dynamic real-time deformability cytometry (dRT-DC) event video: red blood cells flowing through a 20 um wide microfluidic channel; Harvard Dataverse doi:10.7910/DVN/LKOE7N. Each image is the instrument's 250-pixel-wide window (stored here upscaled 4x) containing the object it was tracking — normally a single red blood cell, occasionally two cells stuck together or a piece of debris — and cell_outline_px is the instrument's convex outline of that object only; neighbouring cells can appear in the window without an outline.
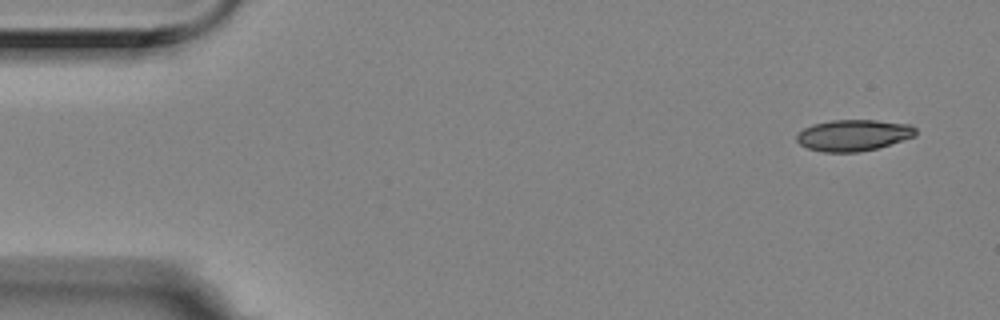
{"species": "Egyptian fruit bat (a non-hibernating species)", "species_latin": "Rousettus aegyptiacus", "temperature_condition": "room temperature", "stored_images_in_passage": 5, "camera_frame_rate_fps": 3000, "um_per_image_px": 0.085, "animal": {"sex": "female"}, "frame": {"image": 1, "passage_image": 1, "time_ms": 0.0, "image_size_px": [1000, 320], "cell_outline_px": [[916, 136], [876, 148], [856, 152], [824, 152], [808, 148], [800, 144], [796, 140], [796, 136], [804, 128], [812, 124], [832, 120], [876, 120], [912, 124], [916, 128]], "centroid_in_image_um": [72.55, 11.48], "position_along_channel_um": 12.4, "area_um2": 21.68}}
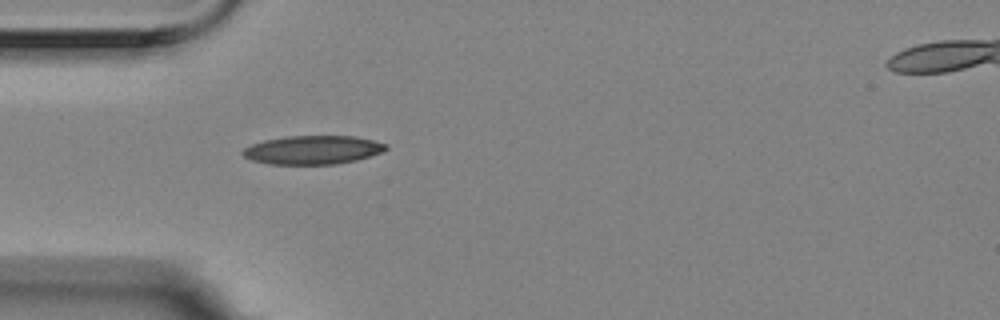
{"frame": {"image": 2, "passage_image": 5, "time_ms": 1.333, "image_size_px": [1000, 320], "cell_outline_px": [[388, 148], [380, 152], [356, 160], [336, 164], [268, 164], [252, 160], [244, 156], [240, 152], [244, 148], [252, 144], [264, 140], [288, 136], [356, 136], [388, 144]], "centroid_in_image_um": [26.57, 12.74], "position_along_channel_um": 58.4, "area_um2": 23.81}}